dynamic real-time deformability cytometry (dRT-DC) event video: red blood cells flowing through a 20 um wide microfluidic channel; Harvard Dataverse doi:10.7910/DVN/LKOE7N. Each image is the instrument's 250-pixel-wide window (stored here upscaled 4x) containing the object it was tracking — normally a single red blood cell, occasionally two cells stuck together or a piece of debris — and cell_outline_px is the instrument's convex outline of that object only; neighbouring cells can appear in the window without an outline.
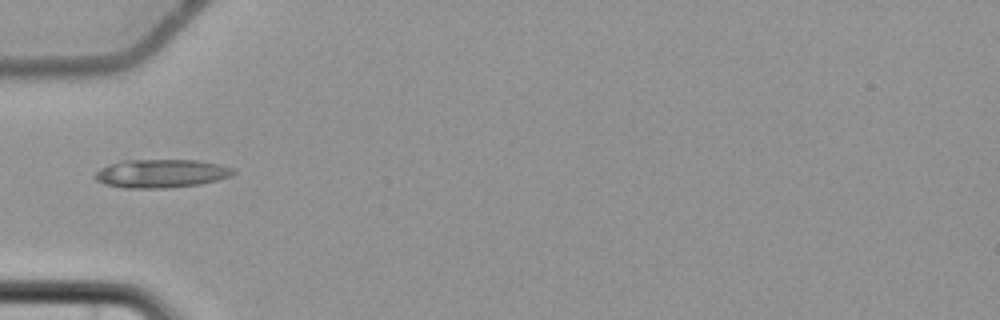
{"species": "common noctule bat (a hibernating species)", "species_latin": "Nyctalus noctula", "temperature_condition": "cold", "stored_images_in_passage": 10, "camera_frame_rate_fps": 3000, "um_per_image_px": 0.085, "animal": {"sex": "female", "body_mass_g": 22.7, "forearm_length_mm": 54.2}, "frame": {"image": 1, "passage_image": 6, "time_ms": 6.333, "image_size_px": [1000, 320], "cell_outline_px": [[236, 172], [232, 176], [200, 184], [168, 188], [124, 188], [104, 184], [96, 180], [92, 176], [100, 168], [120, 160], [196, 160], [220, 164], [232, 168]], "centroid_in_image_um": [13.67, 14.75], "position_along_channel_um": 71.3, "area_um2": 23.06}}
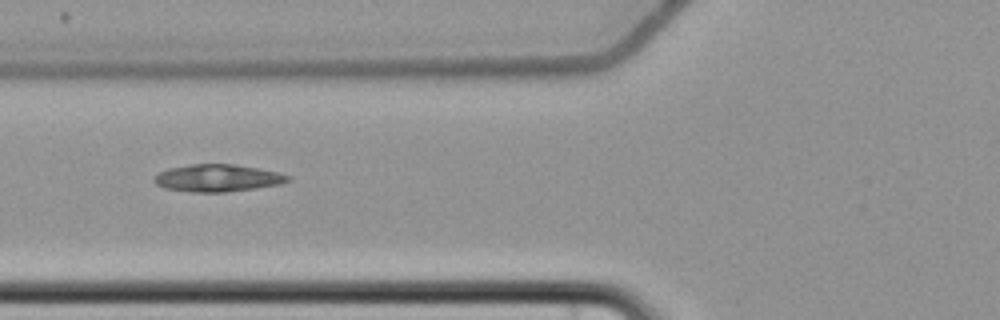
{"frame": {"image": 2, "passage_image": 7, "time_ms": 7.333, "image_size_px": [1000, 320], "cell_outline_px": [[292, 180], [280, 184], [256, 188], [224, 192], [188, 192], [164, 188], [156, 184], [152, 180], [160, 172], [168, 168], [192, 164], [236, 164], [276, 172], [292, 176]], "centroid_in_image_um": [18.49, 15.14], "position_along_channel_um": 107.3, "area_um2": 21.27}}
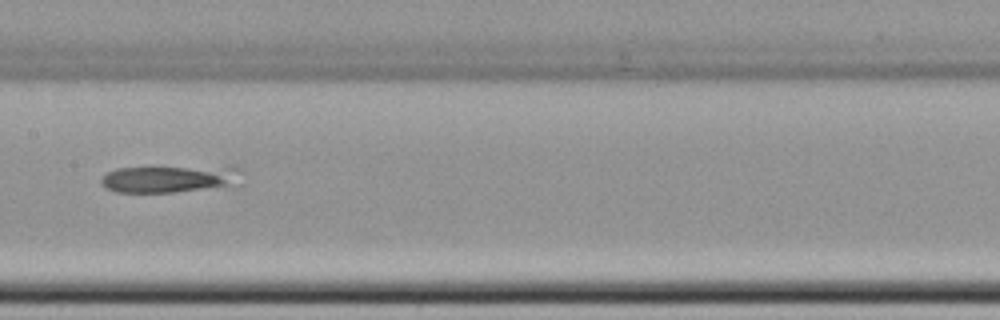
{"frame": {"image": 3, "passage_image": 9, "time_ms": 9.667, "image_size_px": [1000, 320], "cell_outline_px": [[244, 184], [236, 188], [172, 192], [116, 192], [100, 184], [100, 180], [108, 172], [116, 168], [240, 168], [244, 172]], "centroid_in_image_um": [14.63, 15.26], "position_along_channel_um": 192.8, "area_um2": 22.6}}